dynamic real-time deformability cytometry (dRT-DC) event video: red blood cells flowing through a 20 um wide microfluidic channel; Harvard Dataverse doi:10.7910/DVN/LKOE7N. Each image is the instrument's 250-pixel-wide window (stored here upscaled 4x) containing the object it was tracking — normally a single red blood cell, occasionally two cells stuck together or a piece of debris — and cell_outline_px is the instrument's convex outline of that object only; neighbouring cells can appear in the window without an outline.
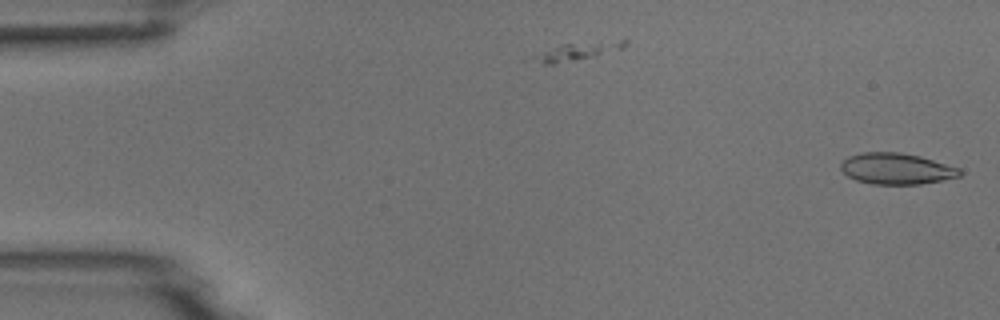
{"species": "common noctule bat (a hibernating species)", "species_latin": "Nyctalus noctula", "temperature_condition": "room temperature", "stored_images_in_passage": 2, "camera_frame_rate_fps": 3000, "um_per_image_px": 0.085, "animal": {"sex": "male", "body_mass_g": 18.8}, "frame": {"image": 1, "passage_image": 2, "time_ms": 1.0, "image_size_px": [1000, 320], "cell_outline_px": [[964, 172], [960, 176], [920, 184], [872, 184], [856, 180], [848, 176], [840, 168], [840, 164], [848, 156], [860, 152], [900, 152], [920, 156], [960, 168]], "centroid_in_image_um": [76.19, 14.33], "position_along_channel_um": 8.8, "area_um2": 21.62}}